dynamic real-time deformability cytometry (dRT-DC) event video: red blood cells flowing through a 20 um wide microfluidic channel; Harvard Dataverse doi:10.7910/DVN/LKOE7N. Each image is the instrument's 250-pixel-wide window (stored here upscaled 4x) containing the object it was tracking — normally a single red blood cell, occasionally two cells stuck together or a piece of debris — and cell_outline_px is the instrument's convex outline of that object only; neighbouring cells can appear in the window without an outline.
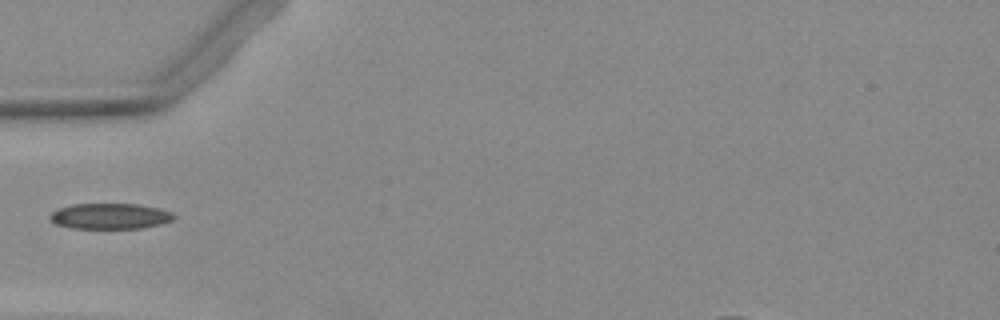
{"species": "Egyptian fruit bat (a non-hibernating species)", "species_latin": "Rousettus aegyptiacus", "temperature_condition": "warm", "stored_images_in_passage": 35, "camera_frame_rate_fps": 3000, "um_per_image_px": 0.085, "animal": {"sex": "female"}, "frame": {"image": 1, "passage_image": 1, "time_ms": 0.0, "image_size_px": [1000, 320], "cell_outline_px": [[176, 216], [172, 220], [160, 224], [140, 228], [72, 228], [56, 224], [48, 216], [52, 212], [60, 208], [72, 204], [136, 204], [156, 208], [172, 212]], "centroid_in_image_um": [9.34, 18.37], "position_along_channel_um": 75.7, "area_um2": 18.32}}
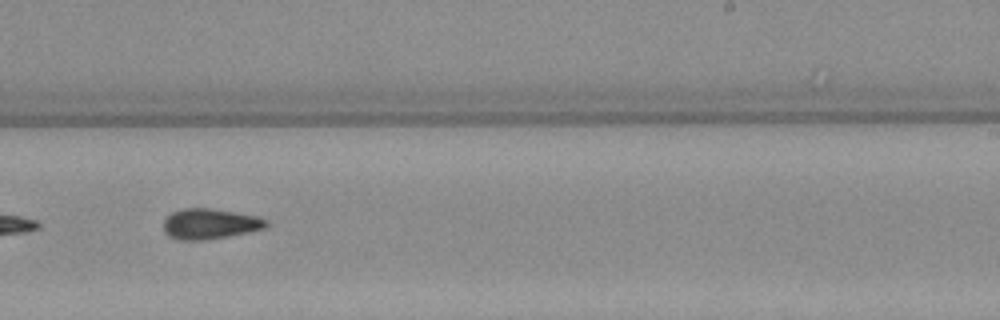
{"frame": {"image": 2, "passage_image": 16, "time_ms": 5.0, "image_size_px": [1000, 320], "cell_outline_px": [[268, 224], [264, 228], [248, 232], [208, 240], [176, 240], [168, 236], [164, 232], [164, 220], [172, 212], [184, 208], [208, 208], [236, 212], [260, 216], [268, 220]], "centroid_in_image_um": [17.84, 19.03], "position_along_channel_um": 271.2, "area_um2": 18.38}}